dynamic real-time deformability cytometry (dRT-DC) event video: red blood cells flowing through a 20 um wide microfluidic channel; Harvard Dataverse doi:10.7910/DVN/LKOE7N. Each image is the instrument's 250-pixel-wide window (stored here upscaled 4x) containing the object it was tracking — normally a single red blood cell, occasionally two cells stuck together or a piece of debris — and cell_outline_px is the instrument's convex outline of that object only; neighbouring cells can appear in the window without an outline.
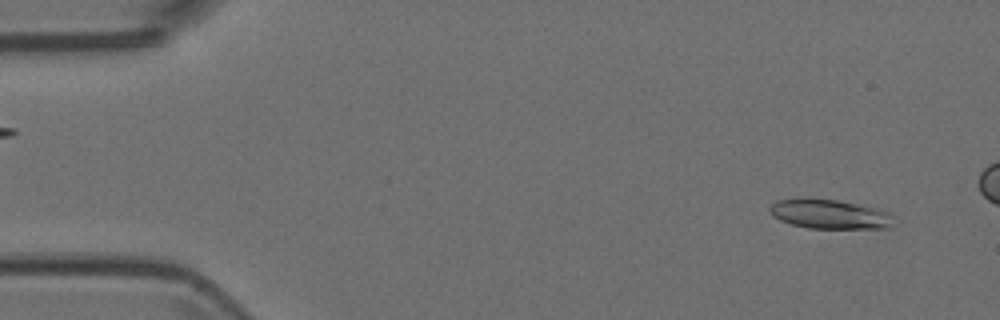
{"species": "Egyptian fruit bat (a non-hibernating species)", "species_latin": "Rousettus aegyptiacus", "temperature_condition": "room temperature", "stored_images_in_passage": 5, "camera_frame_rate_fps": 3000, "um_per_image_px": 0.085, "animal": {"sex": "female"}, "frame": {"image": 1, "passage_image": 1, "time_ms": 0.0, "image_size_px": [1000, 320], "cell_outline_px": [[892, 216], [888, 228], [808, 228], [792, 224], [780, 220], [772, 216], [768, 208], [776, 200], [800, 196], [840, 200], [876, 208], [888, 212]], "centroid_in_image_um": [70.41, 18.16], "position_along_channel_um": 14.6, "area_um2": 21.5}}